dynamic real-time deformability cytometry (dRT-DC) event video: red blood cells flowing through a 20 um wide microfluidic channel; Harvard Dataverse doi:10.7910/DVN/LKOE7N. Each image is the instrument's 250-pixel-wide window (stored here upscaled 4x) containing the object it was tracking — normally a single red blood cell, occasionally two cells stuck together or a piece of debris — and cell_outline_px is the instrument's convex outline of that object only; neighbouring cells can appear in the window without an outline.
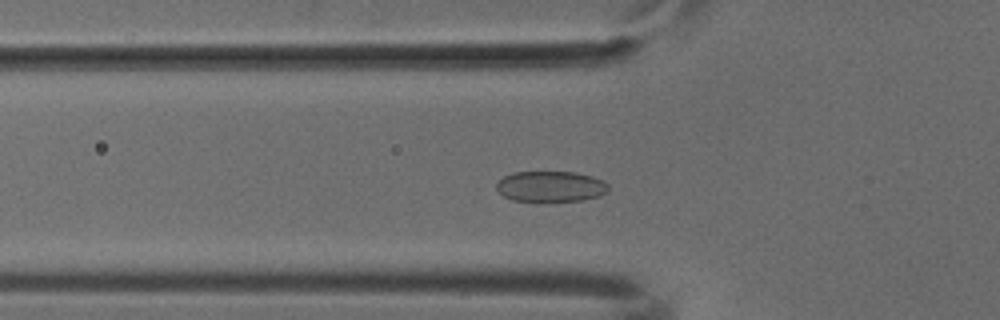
{"species": "common noctule bat (a hibernating species)", "species_latin": "Nyctalus noctula", "temperature_condition": "cold", "stored_images_in_passage": 49, "camera_frame_rate_fps": 3000, "um_per_image_px": 0.085, "animal": {"sex": "male", "body_mass_g": 18.8}, "frame": {"image": 1, "passage_image": 15, "time_ms": 4.667, "image_size_px": [1000, 320], "cell_outline_px": [[608, 188], [600, 196], [580, 200], [512, 200], [504, 196], [496, 188], [496, 184], [504, 176], [512, 172], [576, 172], [592, 176], [608, 184]], "centroid_in_image_um": [46.79, 15.83], "position_along_channel_um": 79.0, "area_um2": 19.59}}
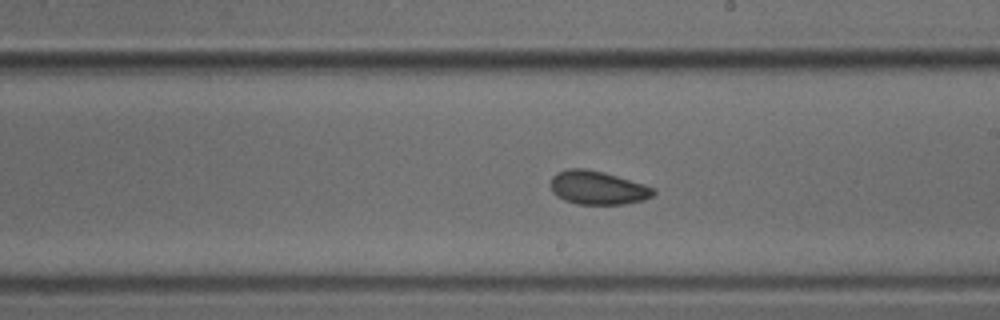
{"frame": {"image": 2, "passage_image": 27, "time_ms": 8.667, "image_size_px": [1000, 320], "cell_outline_px": [[656, 192], [652, 196], [644, 200], [624, 204], [576, 204], [564, 200], [556, 196], [552, 192], [552, 176], [556, 172], [568, 168], [584, 168], [604, 172], [644, 184], [656, 188]], "centroid_in_image_um": [50.81, 15.96], "position_along_channel_um": 238.2, "area_um2": 20.23}}
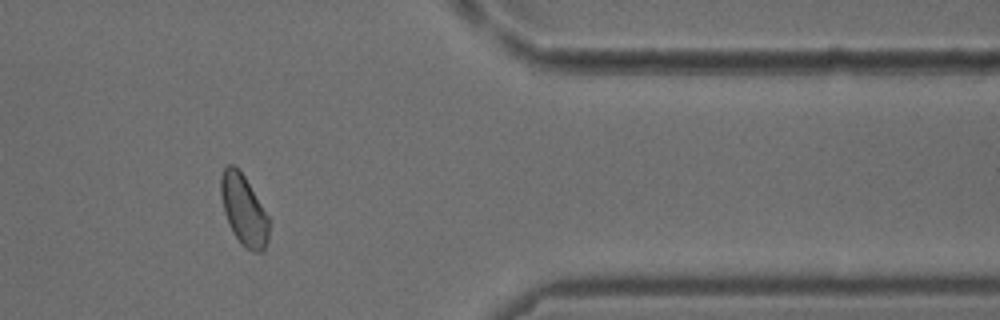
{"frame": {"image": 3, "passage_image": 40, "time_ms": 13.0, "image_size_px": [1000, 320], "cell_outline_px": [[272, 220], [268, 240], [264, 248], [260, 252], [252, 252], [244, 248], [228, 224], [224, 212], [220, 192], [220, 176], [224, 168], [228, 164], [232, 164], [244, 176]], "centroid_in_image_um": [20.75, 17.88], "position_along_channel_um": 390.6, "area_um2": 20.06}}